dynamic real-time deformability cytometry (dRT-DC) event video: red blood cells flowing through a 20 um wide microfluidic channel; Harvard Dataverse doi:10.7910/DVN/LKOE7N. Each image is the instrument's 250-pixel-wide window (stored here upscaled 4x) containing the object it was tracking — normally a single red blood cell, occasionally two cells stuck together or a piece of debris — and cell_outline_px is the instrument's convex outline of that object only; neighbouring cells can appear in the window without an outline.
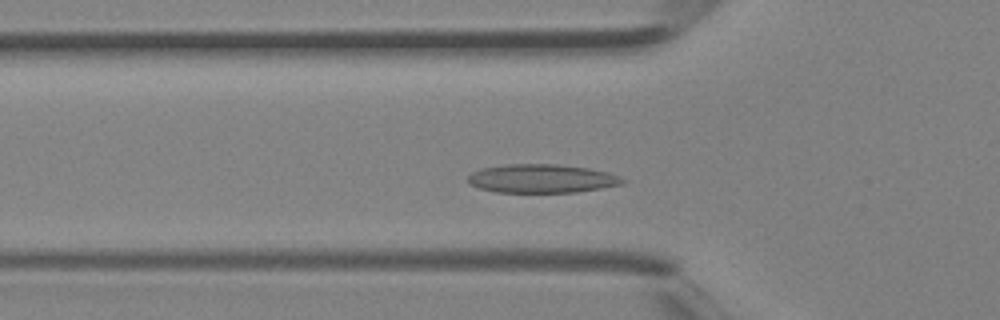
{"species": "Egyptian fruit bat (a non-hibernating species)", "species_latin": "Rousettus aegyptiacus", "temperature_condition": "room temperature", "stored_images_in_passage": 34, "camera_frame_rate_fps": 3000, "um_per_image_px": 0.085, "animal": {"sex": "female"}, "frame": {"image": 1, "passage_image": 7, "time_ms": 2.0, "image_size_px": [1000, 320], "cell_outline_px": [[624, 184], [576, 192], [496, 192], [480, 188], [468, 184], [468, 176], [472, 172], [480, 168], [504, 164], [556, 164], [588, 168], [608, 172], [624, 180]], "centroid_in_image_um": [45.99, 15.17], "position_along_channel_um": 79.8, "area_um2": 25.72}}
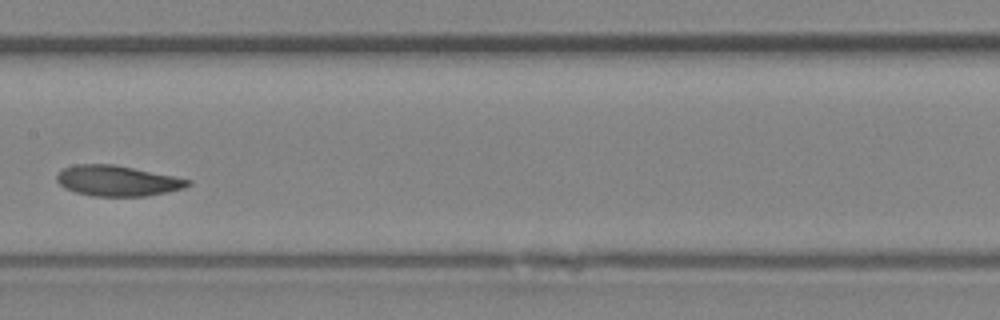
{"frame": {"image": 2, "passage_image": 14, "time_ms": 4.333, "image_size_px": [1000, 320], "cell_outline_px": [[192, 184], [184, 188], [168, 192], [144, 196], [92, 196], [76, 192], [64, 188], [56, 180], [56, 176], [64, 168], [76, 164], [112, 164], [176, 176], [192, 180]], "centroid_in_image_um": [10.01, 15.37], "position_along_channel_um": 197.4, "area_um2": 23.35}}
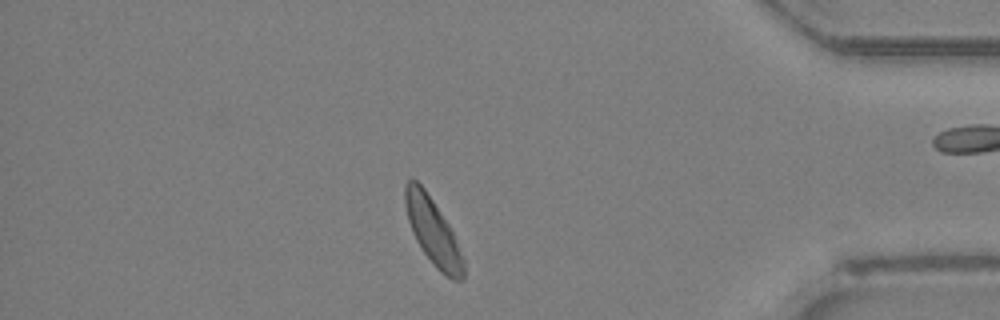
{"frame": {"image": 3, "passage_image": 28, "time_ms": 9.0, "image_size_px": [1000, 320], "cell_outline_px": [[464, 280], [452, 280], [440, 272], [436, 268], [424, 252], [416, 240], [412, 232], [408, 220], [404, 204], [404, 184], [412, 176], [424, 188], [448, 224], [452, 232], [464, 260]], "centroid_in_image_um": [36.77, 19.67], "position_along_channel_um": 398.4, "area_um2": 22.43}}